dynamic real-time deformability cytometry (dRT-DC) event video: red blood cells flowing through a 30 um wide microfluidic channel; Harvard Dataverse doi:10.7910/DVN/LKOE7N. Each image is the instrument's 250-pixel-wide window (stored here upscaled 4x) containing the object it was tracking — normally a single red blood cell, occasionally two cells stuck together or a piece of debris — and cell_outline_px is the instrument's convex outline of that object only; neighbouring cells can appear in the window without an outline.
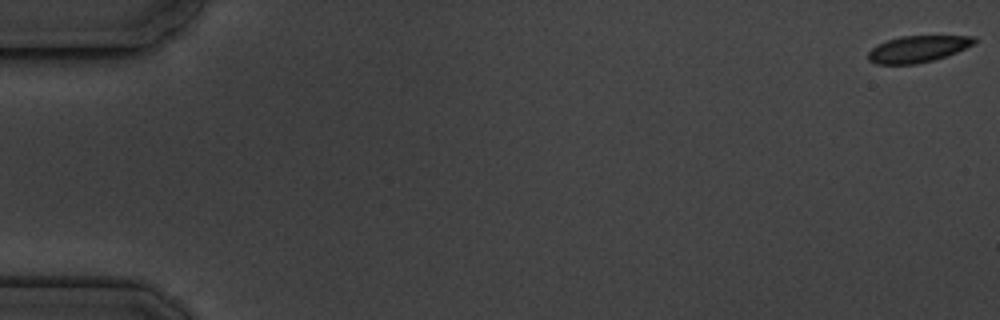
{"species": "common noctule bat (a hibernating species)", "species_latin": "Nyctalus noctula", "temperature_condition": "cold", "stored_images_in_passage": 6, "camera_frame_rate_fps": 3000, "um_per_image_px": 0.085, "animal": {"sex": "male", "body_mass_g": 19.5, "forearm_length_mm": 54.6}, "frame": {"image": 1, "passage_image": 1, "time_ms": 0.0, "image_size_px": [1000, 320], "cell_outline_px": [[976, 40], [972, 44], [956, 52], [932, 60], [916, 64], [876, 64], [868, 60], [868, 52], [872, 48], [888, 40], [900, 36], [976, 36]], "centroid_in_image_um": [77.98, 4.16], "position_along_channel_um": 7.0, "area_um2": 16.13}}
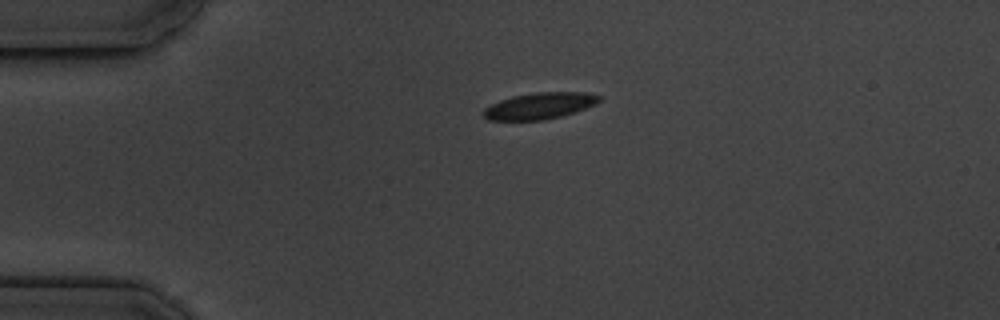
{"frame": {"image": 2, "passage_image": 5, "time_ms": 4.333, "image_size_px": [1000, 320], "cell_outline_px": [[600, 100], [596, 104], [576, 112], [544, 120], [488, 120], [480, 112], [484, 108], [500, 100], [512, 96], [536, 92], [588, 92], [600, 96]], "centroid_in_image_um": [45.86, 8.99], "position_along_channel_um": 39.1, "area_um2": 17.92}}
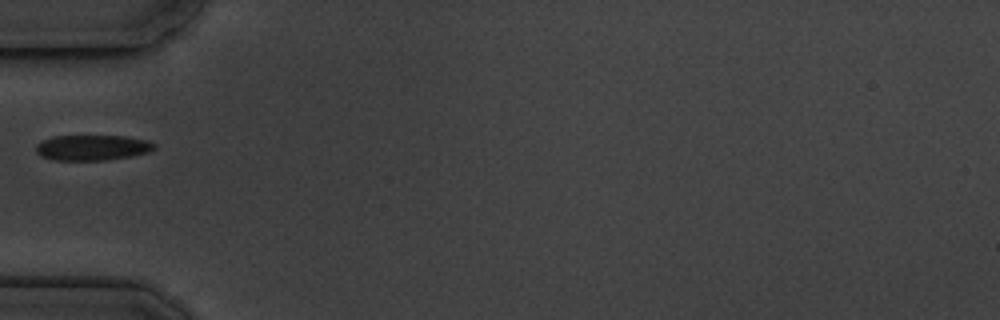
{"frame": {"image": 3, "passage_image": 6, "time_ms": 6.333, "image_size_px": [1000, 320], "cell_outline_px": [[156, 148], [148, 152], [132, 156], [104, 160], [56, 160], [40, 156], [36, 152], [36, 144], [40, 140], [52, 136], [124, 136], [148, 140], [156, 144]], "centroid_in_image_um": [7.83, 12.54], "position_along_channel_um": 77.2, "area_um2": 17.69}}